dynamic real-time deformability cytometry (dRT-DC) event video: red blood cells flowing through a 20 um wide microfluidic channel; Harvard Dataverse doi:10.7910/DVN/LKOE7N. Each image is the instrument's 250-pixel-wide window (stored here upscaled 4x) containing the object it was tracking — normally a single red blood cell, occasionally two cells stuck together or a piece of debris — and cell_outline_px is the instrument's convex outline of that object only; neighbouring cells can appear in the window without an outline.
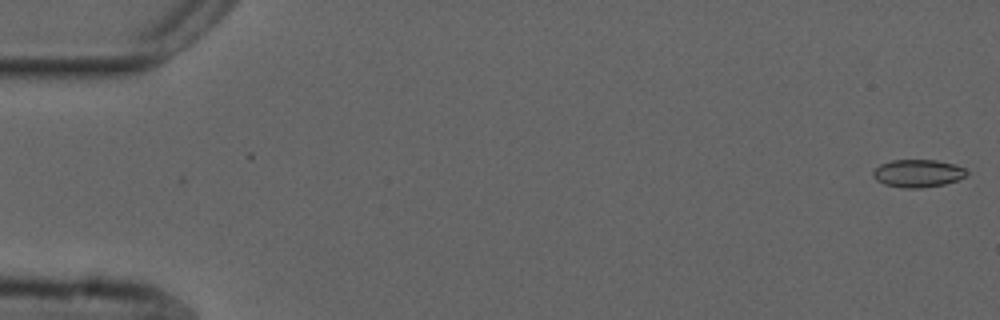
{"species": "common noctule bat (a hibernating species)", "species_latin": "Nyctalus noctula", "temperature_condition": "cold", "stored_images_in_passage": 55, "camera_frame_rate_fps": 3000, "um_per_image_px": 0.085, "animal": {"sex": "male", "forearm_length_mm": 52.5}, "frame": {"image": 1, "passage_image": 1, "time_ms": 0.0, "image_size_px": [1000, 320], "cell_outline_px": [[968, 172], [964, 176], [956, 180], [944, 184], [920, 188], [904, 188], [884, 184], [876, 180], [872, 176], [872, 172], [880, 164], [892, 160], [936, 160], [956, 164], [964, 168]], "centroid_in_image_um": [77.99, 14.73], "position_along_channel_um": 7.0, "area_um2": 15.09}}
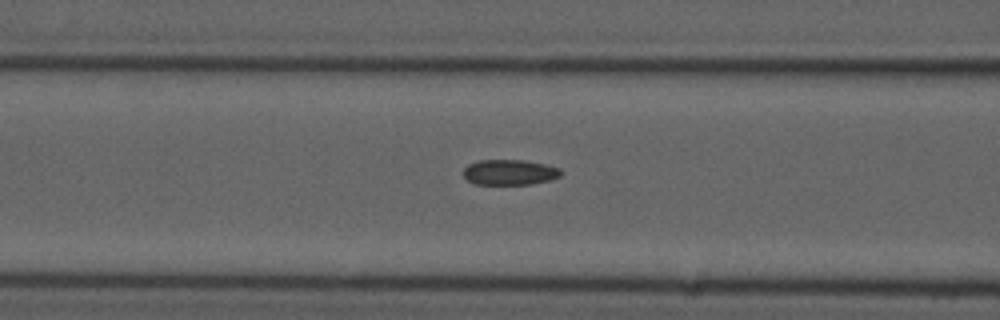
{"frame": {"image": 2, "passage_image": 22, "time_ms": 7.0, "image_size_px": [1000, 320], "cell_outline_px": [[560, 176], [548, 180], [532, 184], [476, 184], [468, 180], [464, 176], [464, 168], [468, 164], [480, 160], [524, 160], [544, 164], [560, 168]], "centroid_in_image_um": [43.3, 14.64], "position_along_channel_um": 123.3, "area_um2": 14.28}}
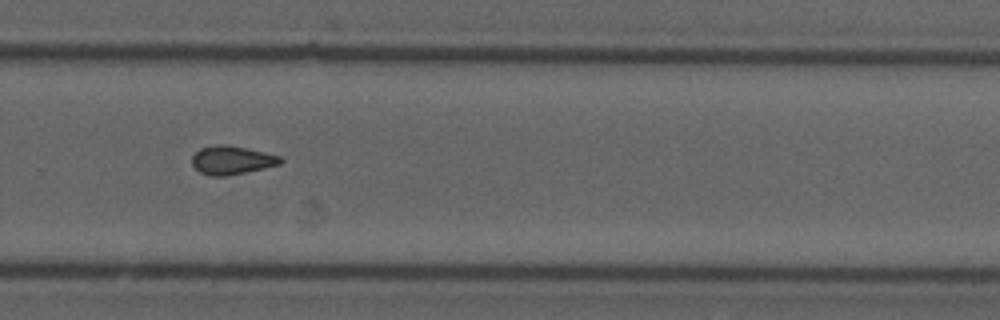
{"frame": {"image": 3, "passage_image": 37, "time_ms": 12.0, "image_size_px": [1000, 320], "cell_outline_px": [[284, 160], [280, 164], [264, 168], [224, 176], [212, 176], [200, 172], [192, 164], [192, 156], [200, 148], [216, 144], [224, 144], [264, 152], [280, 156]], "centroid_in_image_um": [19.69, 13.6], "position_along_channel_um": 310.1, "area_um2": 14.51}, "authors_computed_cell_mechanics": {"area_um2": 14.8546, "velocity_mm_per_s": 3.7461, "shape_relaxation_time_tau1_ms": null, "shape_relaxation_time_tau2_ms": 5.5852, "deformation_change_tau1": null, "deformation_change_tau2": 0.0989}}